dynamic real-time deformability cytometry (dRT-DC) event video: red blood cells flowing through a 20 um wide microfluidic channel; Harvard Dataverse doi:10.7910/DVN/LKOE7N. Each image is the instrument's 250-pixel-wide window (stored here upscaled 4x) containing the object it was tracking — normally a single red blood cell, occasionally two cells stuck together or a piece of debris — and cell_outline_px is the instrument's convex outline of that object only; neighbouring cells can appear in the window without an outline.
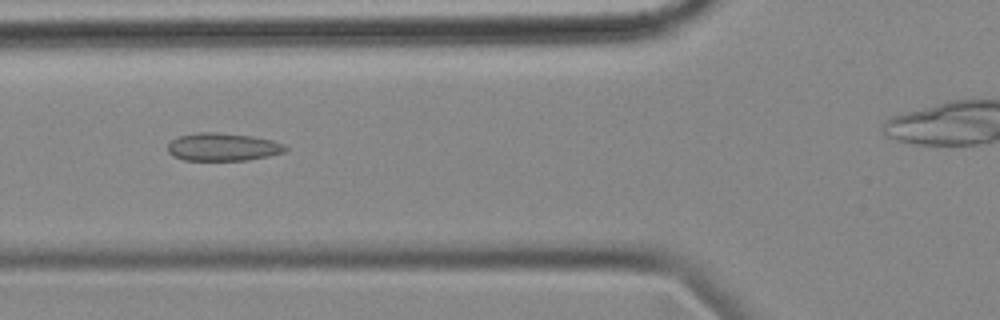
{"species": "common noctule bat (a hibernating species)", "species_latin": "Nyctalus noctula", "temperature_condition": "cold", "stored_images_in_passage": 48, "segment_of_instrument_passage": [1, 2], "camera_frame_rate_fps": 3000, "um_per_image_px": 0.085, "animal": {"sex": "female", "body_mass_g": 18.4}, "frame": {"image": 1, "passage_image": 19, "time_ms": 6.0, "image_size_px": [1000, 320], "cell_outline_px": [[288, 148], [284, 152], [268, 156], [248, 160], [184, 160], [172, 156], [168, 152], [168, 144], [172, 140], [180, 136], [196, 132], [216, 132], [252, 136], [272, 140], [284, 144]], "centroid_in_image_um": [18.93, 12.49], "position_along_channel_um": 106.9, "area_um2": 19.13}}
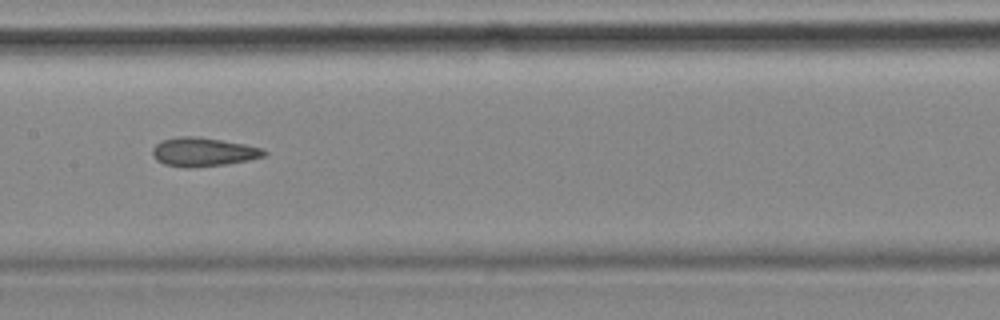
{"frame": {"image": 2, "passage_image": 26, "time_ms": 8.333, "image_size_px": [1000, 320], "cell_outline_px": [[268, 152], [264, 156], [248, 160], [224, 164], [188, 168], [184, 168], [164, 164], [156, 160], [152, 156], [152, 148], [160, 140], [180, 136], [196, 136], [244, 144], [264, 148]], "centroid_in_image_um": [17.24, 12.91], "position_along_channel_um": 190.2, "area_um2": 18.79}}
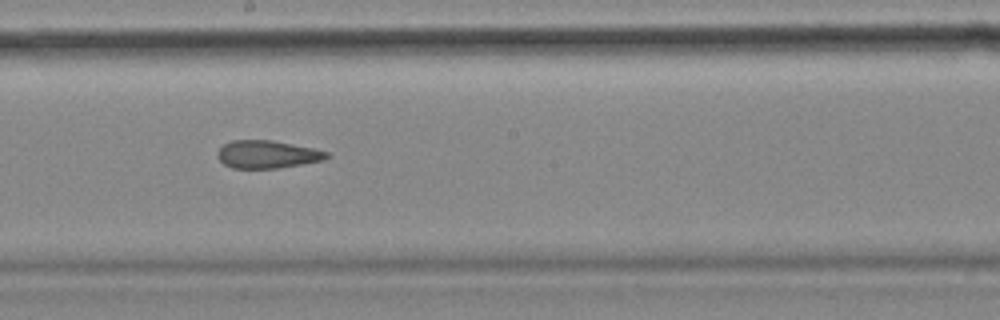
{"frame": {"image": 3, "passage_image": 29, "time_ms": 9.333, "image_size_px": [1000, 320], "cell_outline_px": [[332, 156], [324, 160], [276, 168], [232, 168], [224, 164], [216, 156], [216, 152], [224, 144], [232, 140], [272, 140], [312, 148], [328, 152]], "centroid_in_image_um": [22.7, 13.12], "position_along_channel_um": 225.5, "area_um2": 17.63}}